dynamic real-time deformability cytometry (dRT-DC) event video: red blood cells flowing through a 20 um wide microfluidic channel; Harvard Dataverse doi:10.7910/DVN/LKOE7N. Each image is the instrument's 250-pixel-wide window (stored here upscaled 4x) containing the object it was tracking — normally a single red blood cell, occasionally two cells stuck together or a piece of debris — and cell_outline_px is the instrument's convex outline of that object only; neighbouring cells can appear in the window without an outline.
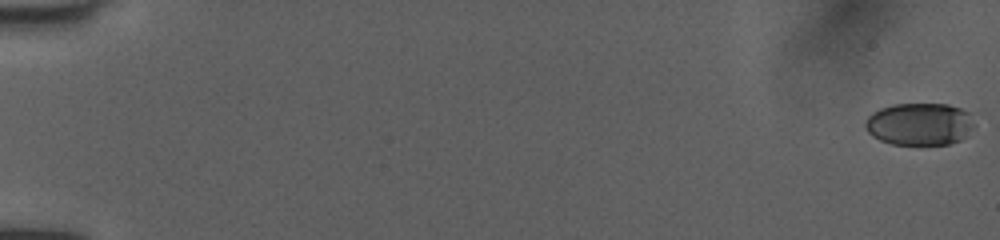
{"species": "human", "species_latin": "Homo sapiens", "temperature_condition": "room temperature", "stored_images_in_passage": 45, "camera_frame_rate_fps": 3000, "um_per_image_px": 0.085, "donor": {"sex": "female"}, "frame": {"image": 1, "passage_image": 1, "time_ms": 0.0, "image_size_px": [1000, 240], "cell_outline_px": [[976, 124], [960, 140], [948, 144], [892, 144], [880, 140], [872, 136], [864, 128], [864, 124], [868, 116], [872, 112], [880, 108], [892, 104], [948, 104], [960, 108], [968, 112]], "centroid_in_image_um": [78.14, 10.53], "position_along_channel_um": 6.9, "area_um2": 26.99}}
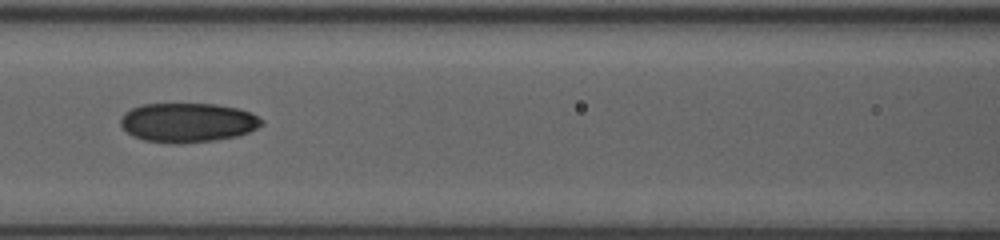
{"frame": {"image": 2, "passage_image": 26, "time_ms": 8.333, "image_size_px": [1000, 240], "cell_outline_px": [[264, 124], [248, 132], [236, 136], [216, 140], [176, 144], [168, 144], [144, 140], [132, 136], [120, 124], [120, 116], [124, 112], [140, 104], [216, 104], [240, 108], [252, 112], [264, 120]], "centroid_in_image_um": [15.96, 10.41], "position_along_channel_um": 150.6, "area_um2": 32.71}}
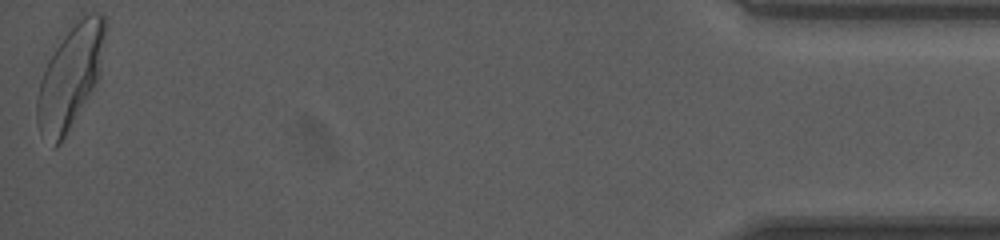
{"frame": {"image": 3, "passage_image": 45, "time_ms": 14.667, "image_size_px": [1000, 240], "cell_outline_px": [[108, 28], [100, 72], [92, 88], [60, 144], [56, 148], [52, 148], [40, 132], [36, 124], [36, 100], [40, 80], [44, 68], [48, 60], [72, 24], [84, 16], [92, 12], [104, 12]], "centroid_in_image_um": [5.97, 6.5], "position_along_channel_um": 429.2, "area_um2": 40.63}, "authors_computed_cell_mechanics": {"area_um2": 31.2698, "velocity_mm_per_s": 4.0431, "shape_relaxation_time_tau1_ms": 10.4252, "shape_relaxation_time_tau2_ms": 2.7068, "deformation_change_tau1": 0.202, "deformation_change_tau2": 0.073}}